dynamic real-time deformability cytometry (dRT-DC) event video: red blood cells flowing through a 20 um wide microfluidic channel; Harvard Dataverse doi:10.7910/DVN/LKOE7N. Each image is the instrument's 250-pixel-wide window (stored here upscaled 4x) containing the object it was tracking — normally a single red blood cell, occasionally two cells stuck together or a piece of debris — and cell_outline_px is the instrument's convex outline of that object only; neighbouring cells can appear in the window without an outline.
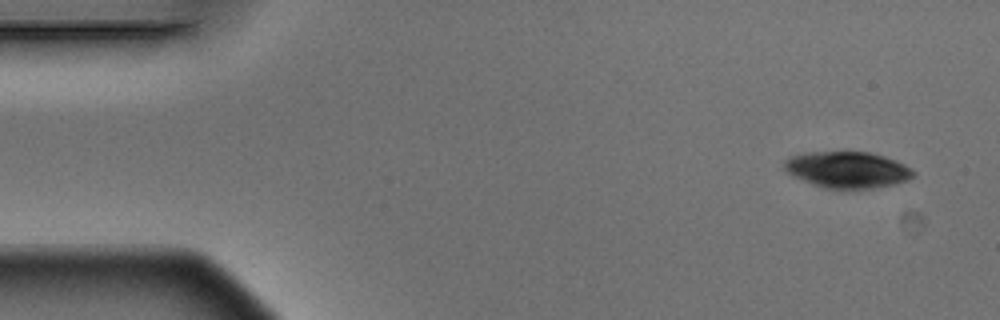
{"species": "Egyptian fruit bat (a non-hibernating species)", "species_latin": "Rousettus aegyptiacus", "temperature_condition": "warm", "stored_images_in_passage": 4, "camera_frame_rate_fps": 3000, "um_per_image_px": 0.085, "animal": {"sex": "male"}, "frame": {"image": 1, "passage_image": 1, "time_ms": 0.0, "image_size_px": [1000, 320], "cell_outline_px": [[916, 176], [908, 180], [892, 184], [872, 188], [828, 188], [812, 184], [788, 172], [784, 168], [784, 160], [788, 156], [804, 152], [872, 152], [896, 160], [912, 168], [916, 172]], "centroid_in_image_um": [72.06, 14.4], "position_along_channel_um": 12.9, "area_um2": 27.28}}
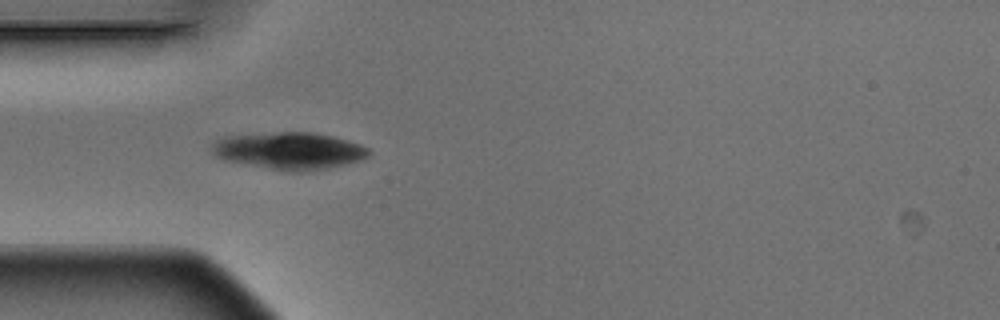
{"frame": {"image": 2, "passage_image": 4, "time_ms": 1.0, "image_size_px": [1000, 320], "cell_outline_px": [[372, 152], [368, 156], [360, 160], [328, 168], [300, 172], [288, 172], [224, 160], [212, 156], [208, 148], [216, 140], [224, 136], [280, 132], [312, 132], [332, 136], [348, 140], [360, 144], [368, 148]], "centroid_in_image_um": [24.54, 12.82], "position_along_channel_um": 60.5, "area_um2": 34.22}}